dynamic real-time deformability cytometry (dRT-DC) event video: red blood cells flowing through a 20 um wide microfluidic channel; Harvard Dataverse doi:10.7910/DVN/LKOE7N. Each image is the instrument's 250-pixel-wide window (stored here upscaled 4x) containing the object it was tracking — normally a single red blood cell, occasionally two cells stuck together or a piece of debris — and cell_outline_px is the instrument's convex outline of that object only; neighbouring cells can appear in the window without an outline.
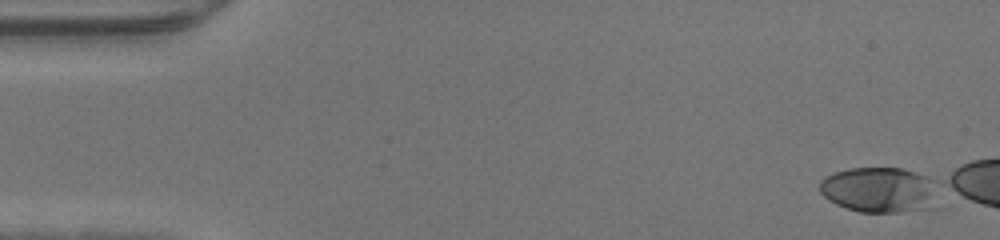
{"species": "human", "species_latin": "Homo sapiens", "temperature_condition": "warm", "stored_images_in_passage": 11, "camera_frame_rate_fps": 3000, "um_per_image_px": 0.085, "donor": {"sex": "male"}, "frame": {"image": 1, "passage_image": 1, "time_ms": 0.0, "image_size_px": [1000, 240], "cell_outline_px": [[944, 208], [900, 212], [860, 212], [836, 204], [828, 200], [820, 192], [820, 180], [824, 176], [848, 168], [900, 168], [936, 180]], "centroid_in_image_um": [74.91, 16.17], "position_along_channel_um": 10.1, "area_um2": 32.54}}